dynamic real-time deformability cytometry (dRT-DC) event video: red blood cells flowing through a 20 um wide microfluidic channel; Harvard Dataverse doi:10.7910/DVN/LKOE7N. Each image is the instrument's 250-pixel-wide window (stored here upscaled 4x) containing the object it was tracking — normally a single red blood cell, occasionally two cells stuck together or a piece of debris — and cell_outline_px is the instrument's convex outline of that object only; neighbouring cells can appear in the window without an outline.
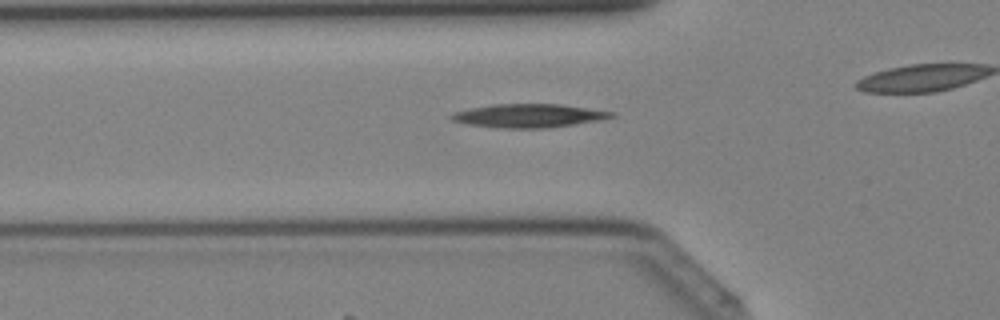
{"species": "Egyptian fruit bat (a non-hibernating species)", "species_latin": "Rousettus aegyptiacus", "temperature_condition": "cold", "stored_images_in_passage": 27, "camera_frame_rate_fps": 3000, "um_per_image_px": 0.085, "animal": {"sex": "female"}, "frame": {"image": 1, "passage_image": 8, "time_ms": 2.333, "image_size_px": [1000, 320], "cell_outline_px": [[616, 116], [604, 120], [544, 128], [500, 128], [468, 124], [452, 120], [448, 116], [452, 112], [468, 108], [492, 104], [560, 104], [616, 112]], "centroid_in_image_um": [44.95, 9.83], "position_along_channel_um": 80.9, "area_um2": 22.14}}
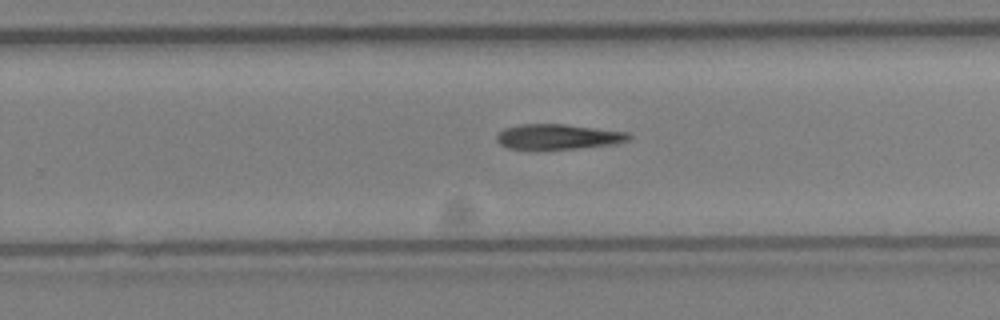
{"frame": {"image": 2, "passage_image": 20, "time_ms": 6.333, "image_size_px": [1000, 320], "cell_outline_px": [[632, 136], [628, 140], [616, 144], [576, 148], [508, 148], [500, 144], [496, 140], [496, 136], [504, 128], [520, 124], [564, 124], [628, 132]], "centroid_in_image_um": [47.45, 11.6], "position_along_channel_um": 282.3, "area_um2": 19.07}}
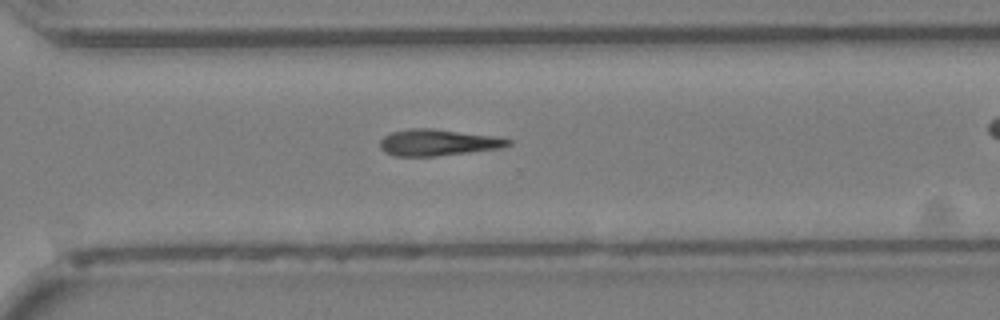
{"frame": {"image": 3, "passage_image": 23, "time_ms": 7.333, "image_size_px": [1000, 320], "cell_outline_px": [[512, 144], [504, 148], [436, 156], [396, 156], [384, 152], [380, 148], [380, 140], [384, 136], [392, 132], [412, 128], [432, 128], [496, 136], [512, 140]], "centroid_in_image_um": [37.26, 12.11], "position_along_channel_um": 333.3, "area_um2": 19.88}}